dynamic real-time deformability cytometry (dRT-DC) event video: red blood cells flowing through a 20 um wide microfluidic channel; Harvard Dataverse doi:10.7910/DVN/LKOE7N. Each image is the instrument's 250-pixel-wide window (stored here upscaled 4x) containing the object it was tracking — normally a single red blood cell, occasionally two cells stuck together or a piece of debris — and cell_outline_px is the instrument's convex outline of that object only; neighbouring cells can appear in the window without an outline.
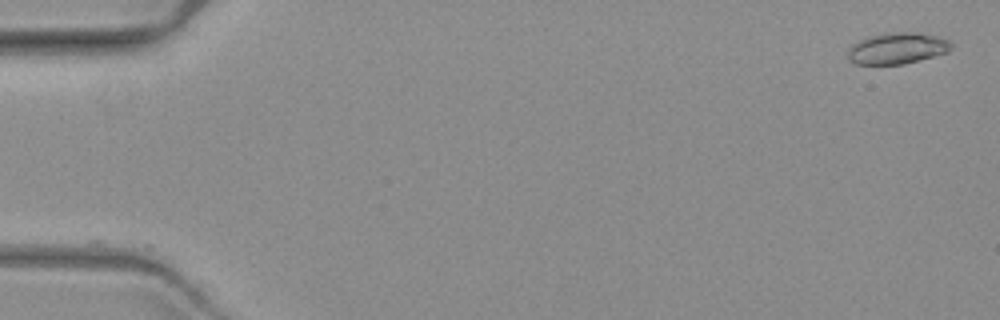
{"species": "common noctule bat (a hibernating species)", "species_latin": "Nyctalus noctula", "temperature_condition": "warm", "stored_images_in_passage": 5, "camera_frame_rate_fps": 3000, "um_per_image_px": 0.085, "animal": {"sex": "female", "body_mass_g": 19.3, "forearm_length_mm": 54.1}, "frame": {"image": 1, "passage_image": 1, "time_ms": 0.0, "image_size_px": [1000, 320], "cell_outline_px": [[952, 48], [948, 52], [904, 64], [856, 64], [848, 60], [848, 48], [860, 40], [868, 36], [884, 32], [916, 32], [936, 36], [948, 40], [952, 44]], "centroid_in_image_um": [76.25, 4.1], "position_along_channel_um": 8.8, "area_um2": 18.9}}
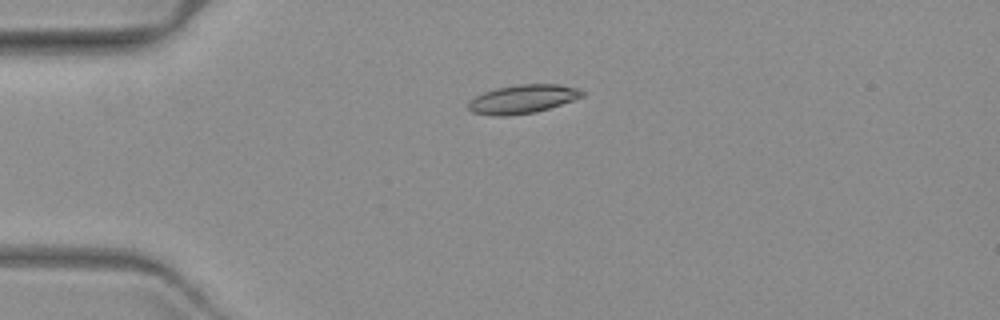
{"frame": {"image": 2, "passage_image": 4, "time_ms": 4.333, "image_size_px": [1000, 320], "cell_outline_px": [[584, 96], [536, 112], [508, 116], [496, 116], [472, 112], [468, 108], [468, 104], [476, 96], [484, 92], [496, 88], [516, 84], [560, 84], [576, 88], [584, 92]], "centroid_in_image_um": [44.42, 8.42], "position_along_channel_um": 40.6, "area_um2": 18.84}}